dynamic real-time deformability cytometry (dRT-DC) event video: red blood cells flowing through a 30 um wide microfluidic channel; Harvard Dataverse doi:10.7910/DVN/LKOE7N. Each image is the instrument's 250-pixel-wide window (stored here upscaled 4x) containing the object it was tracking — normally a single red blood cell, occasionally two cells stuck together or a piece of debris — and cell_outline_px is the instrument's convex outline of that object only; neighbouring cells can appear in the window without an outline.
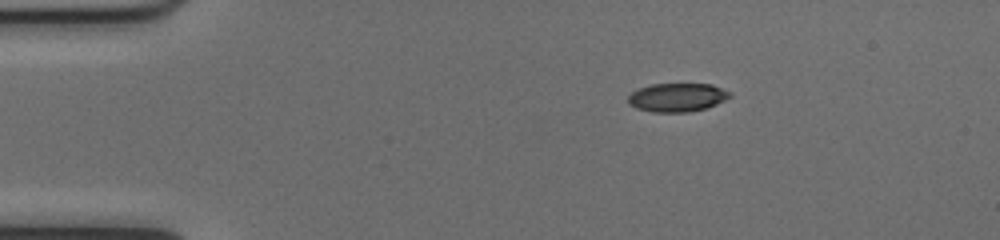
{"species": "common noctule bat (a hibernating species)", "species_latin": "Nyctalus noctula", "temperature_condition": "cold", "stored_images_in_passage": 43, "camera_frame_rate_fps": 3000, "um_per_image_px": 0.085, "animal": {"sex": "female", "body_mass_g": 17.0, "forearm_length_mm": 48.0}, "frame": {"image": 1, "passage_image": 1, "time_ms": 0.0, "image_size_px": [1000, 240], "cell_outline_px": [[732, 96], [708, 108], [688, 112], [652, 112], [636, 108], [628, 104], [628, 96], [632, 92], [640, 88], [652, 84], [712, 84], [732, 92]], "centroid_in_image_um": [57.58, 8.28], "position_along_channel_um": 27.4, "area_um2": 17.05}}
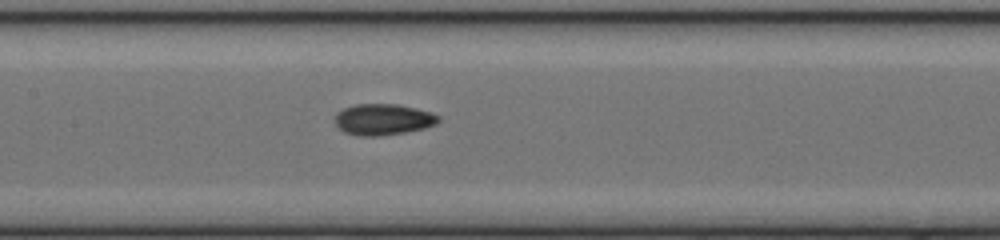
{"frame": {"image": 2, "passage_image": 17, "time_ms": 5.333, "image_size_px": [1000, 240], "cell_outline_px": [[440, 120], [436, 124], [424, 128], [404, 132], [380, 136], [360, 136], [344, 132], [336, 124], [336, 112], [344, 108], [356, 104], [396, 104], [416, 108], [432, 112], [440, 116]], "centroid_in_image_um": [32.58, 10.15], "position_along_channel_um": 174.8, "area_um2": 18.79}}
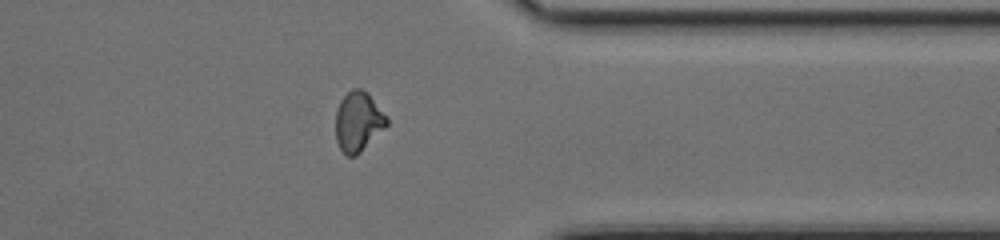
{"frame": {"image": 3, "passage_image": 33, "time_ms": 10.667, "image_size_px": [1000, 240], "cell_outline_px": [[388, 124], [356, 156], [348, 156], [340, 148], [336, 140], [336, 112], [340, 100], [352, 88], [360, 88], [368, 92], [388, 116]], "centroid_in_image_um": [30.46, 10.3], "position_along_channel_um": 380.9, "area_um2": 17.8}, "authors_computed_cell_mechanics": {"area_um2": 17.8024, "velocity_mm_per_s": 4.0281, "shape_relaxation_time_tau1_ms": null, "shape_relaxation_time_tau2_ms": 2.3474, "deformation_change_tau1": null, "deformation_change_tau2": 0.0739}}